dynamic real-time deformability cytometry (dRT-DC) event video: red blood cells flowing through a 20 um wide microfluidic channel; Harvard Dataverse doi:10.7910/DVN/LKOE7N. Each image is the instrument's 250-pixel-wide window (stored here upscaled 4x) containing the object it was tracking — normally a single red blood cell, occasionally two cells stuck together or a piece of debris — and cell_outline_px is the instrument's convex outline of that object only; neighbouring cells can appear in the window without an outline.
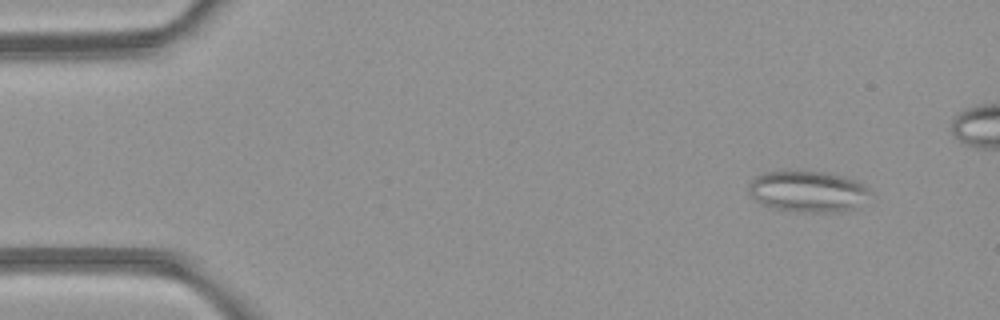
{"species": "common noctule bat (a hibernating species)", "species_latin": "Nyctalus noctula", "temperature_condition": "room temperature", "stored_images_in_passage": 6, "camera_frame_rate_fps": 3000, "um_per_image_px": 0.085, "animal": {"sex": "female", "body_mass_g": 21.9}, "frame": {"image": 1, "passage_image": 2, "time_ms": 1.333, "image_size_px": [1000, 320], "cell_outline_px": [[872, 192], [856, 208], [840, 212], [804, 212], [776, 208], [760, 204], [748, 192], [748, 184], [756, 176], [764, 172], [824, 172], [844, 176], [856, 180], [868, 188]], "centroid_in_image_um": [68.67, 16.28], "position_along_channel_um": 16.3, "area_um2": 28.96}}